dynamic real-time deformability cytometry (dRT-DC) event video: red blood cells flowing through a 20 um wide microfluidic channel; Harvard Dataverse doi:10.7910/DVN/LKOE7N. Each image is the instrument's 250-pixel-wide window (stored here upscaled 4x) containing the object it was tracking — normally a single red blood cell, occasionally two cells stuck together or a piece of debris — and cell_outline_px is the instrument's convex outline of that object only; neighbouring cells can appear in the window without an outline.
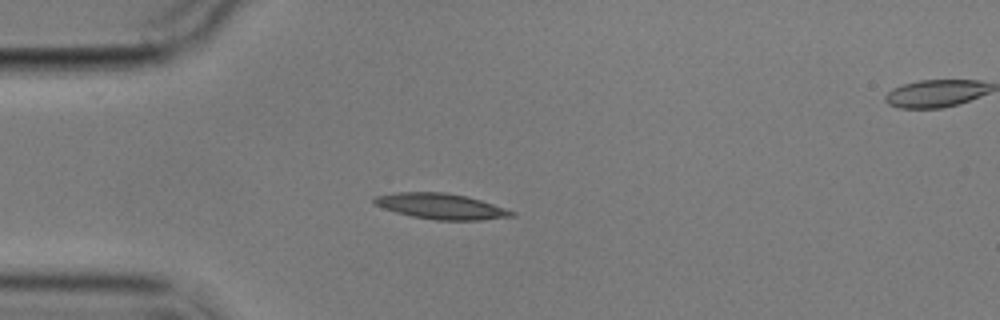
{"species": "common noctule bat (a hibernating species)", "species_latin": "Nyctalus noctula", "temperature_condition": "cold", "stored_images_in_passage": 2, "segment_of_instrument_passage": [1, 2], "camera_frame_rate_fps": 3000, "um_per_image_px": 0.085, "animal": {"sex": "male", "body_mass_g": 17.9}, "frame": {"image": 1, "passage_image": 1, "time_ms": 0.0, "image_size_px": [1000, 320], "cell_outline_px": [[516, 216], [480, 220], [436, 220], [412, 216], [396, 212], [372, 204], [372, 196], [396, 192], [444, 192], [468, 196], [516, 212]], "centroid_in_image_um": [37.44, 17.53], "position_along_channel_um": 47.6, "area_um2": 20.63}}